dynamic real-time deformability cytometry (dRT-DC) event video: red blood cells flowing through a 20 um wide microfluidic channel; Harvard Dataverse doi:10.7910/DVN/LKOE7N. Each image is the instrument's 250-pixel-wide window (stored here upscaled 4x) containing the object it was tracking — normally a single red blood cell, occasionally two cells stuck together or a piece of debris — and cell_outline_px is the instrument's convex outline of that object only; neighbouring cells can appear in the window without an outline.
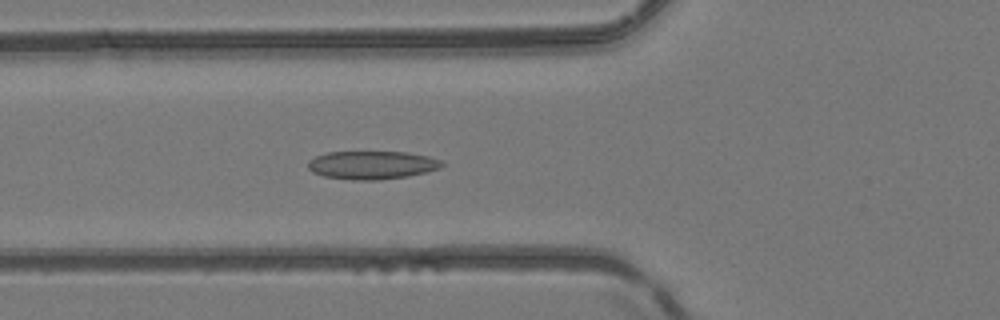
{"species": "common noctule bat (a hibernating species)", "species_latin": "Nyctalus noctula", "temperature_condition": "room temperature", "stored_images_in_passage": 34, "camera_frame_rate_fps": 3000, "um_per_image_px": 0.085, "animal": {"sex": "female", "body_mass_g": 24.6, "forearm_length_mm": 56.2}, "frame": {"image": 1, "passage_image": 6, "time_ms": 1.667, "image_size_px": [1000, 320], "cell_outline_px": [[444, 164], [440, 168], [408, 176], [376, 180], [352, 180], [324, 176], [312, 172], [308, 168], [308, 160], [316, 156], [328, 152], [408, 152], [428, 156], [440, 160]], "centroid_in_image_um": [31.6, 14.02], "position_along_channel_um": 94.2, "area_um2": 21.96}}
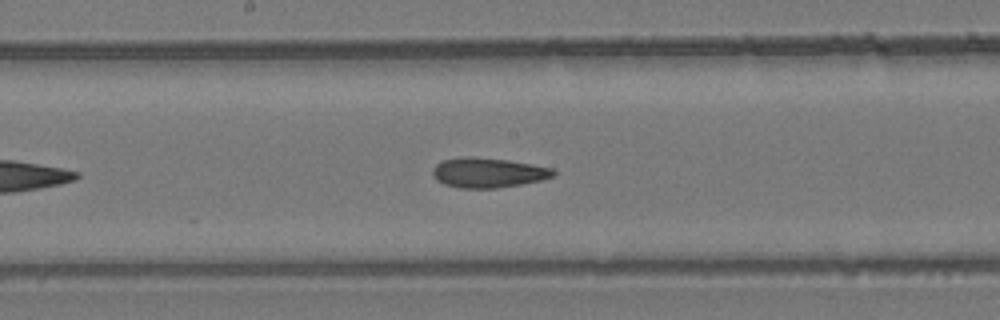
{"frame": {"image": 2, "passage_image": 14, "time_ms": 4.333, "image_size_px": [1000, 320], "cell_outline_px": [[556, 172], [552, 176], [540, 180], [520, 184], [496, 188], [460, 188], [444, 184], [436, 180], [432, 172], [432, 168], [440, 160], [464, 156], [504, 160], [532, 164], [552, 168]], "centroid_in_image_um": [41.42, 14.67], "position_along_channel_um": 206.8, "area_um2": 20.81}}
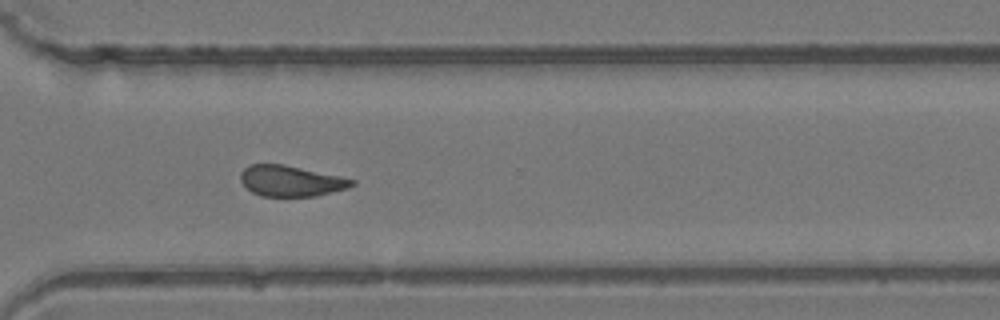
{"frame": {"image": 3, "passage_image": 24, "time_ms": 7.667, "image_size_px": [1000, 320], "cell_outline_px": [[356, 184], [348, 188], [316, 196], [260, 196], [252, 192], [240, 180], [240, 172], [248, 164], [284, 164], [340, 176], [356, 180]], "centroid_in_image_um": [24.73, 15.37], "position_along_channel_um": 345.9, "area_um2": 20.06}, "authors_computed_cell_mechanics": {"area_um2": 20.9814, "velocity_mm_per_s": 4.1884, "shape_relaxation_time_tau1_ms": null, "shape_relaxation_time_tau2_ms": 3.4488, "deformation_change_tau1": null, "deformation_change_tau2": 0.1021}}